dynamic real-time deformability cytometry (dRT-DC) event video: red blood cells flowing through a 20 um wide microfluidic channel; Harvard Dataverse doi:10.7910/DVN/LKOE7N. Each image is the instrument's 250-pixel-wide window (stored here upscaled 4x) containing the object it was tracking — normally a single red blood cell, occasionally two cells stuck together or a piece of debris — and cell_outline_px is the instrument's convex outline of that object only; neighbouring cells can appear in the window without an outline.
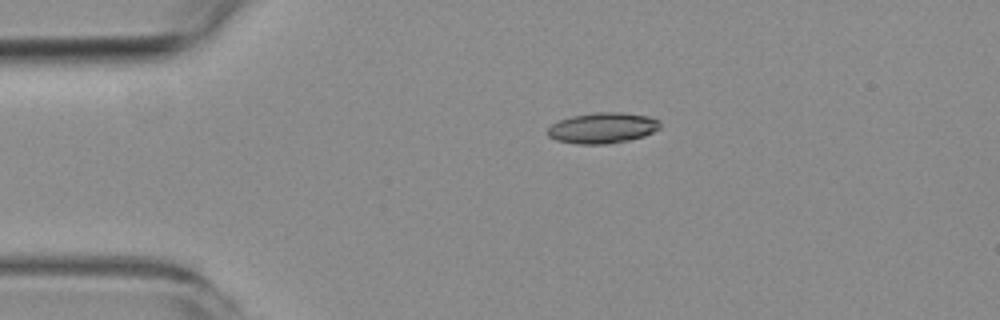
{"species": "common noctule bat (a hibernating species)", "species_latin": "Nyctalus noctula", "temperature_condition": "room temperature", "stored_images_in_passage": 5, "camera_frame_rate_fps": 3000, "um_per_image_px": 0.085, "animal": {"sex": "female", "body_mass_g": 19.3, "forearm_length_mm": 54.1}, "frame": {"image": 1, "passage_image": 5, "time_ms": 5.667, "image_size_px": [1000, 320], "cell_outline_px": [[660, 128], [644, 136], [628, 140], [604, 144], [576, 144], [556, 140], [548, 136], [548, 128], [552, 124], [560, 120], [572, 116], [596, 112], [624, 112], [648, 116], [660, 120]], "centroid_in_image_um": [51.23, 10.87], "position_along_channel_um": 33.8, "area_um2": 20.11}}